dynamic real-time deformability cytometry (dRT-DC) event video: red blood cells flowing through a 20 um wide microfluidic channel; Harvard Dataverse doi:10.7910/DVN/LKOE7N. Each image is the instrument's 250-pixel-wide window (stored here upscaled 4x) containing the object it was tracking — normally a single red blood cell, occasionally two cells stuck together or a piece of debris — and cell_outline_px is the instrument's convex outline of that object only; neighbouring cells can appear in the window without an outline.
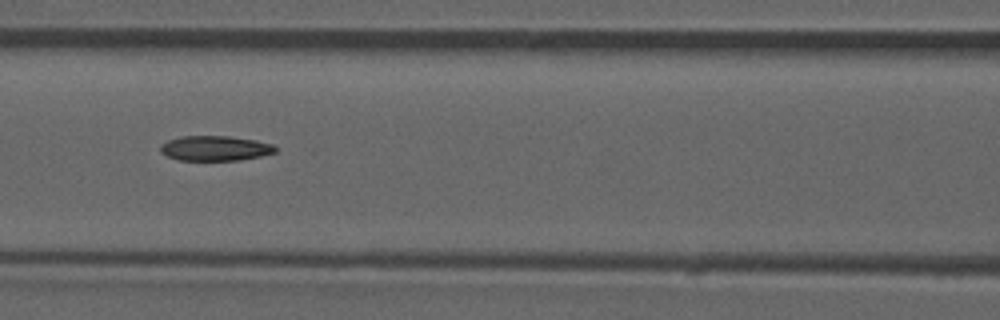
{"species": "common noctule bat (a hibernating species)", "species_latin": "Nyctalus noctula", "temperature_condition": "room temperature", "stored_images_in_passage": 51, "camera_frame_rate_fps": 3000, "um_per_image_px": 0.085, "animal": {"sex": "male", "forearm_length_mm": 52.5}, "frame": {"image": 1, "passage_image": 22, "time_ms": 7.0, "image_size_px": [1000, 320], "cell_outline_px": [[276, 152], [260, 156], [240, 160], [180, 160], [168, 156], [160, 152], [160, 144], [168, 140], [180, 136], [228, 136], [256, 140], [272, 144], [276, 148]], "centroid_in_image_um": [18.26, 12.6], "position_along_channel_um": 148.3, "area_um2": 16.7}, "authors_computed_cell_mechanics": {"area_um2": 17.3978, "velocity_mm_per_s": 3.969, "shape_relaxation_time_tau1_ms": null, "shape_relaxation_time_tau2_ms": 6.5012, "deformation_change_tau1": null, "deformation_change_tau2": 0.16}}